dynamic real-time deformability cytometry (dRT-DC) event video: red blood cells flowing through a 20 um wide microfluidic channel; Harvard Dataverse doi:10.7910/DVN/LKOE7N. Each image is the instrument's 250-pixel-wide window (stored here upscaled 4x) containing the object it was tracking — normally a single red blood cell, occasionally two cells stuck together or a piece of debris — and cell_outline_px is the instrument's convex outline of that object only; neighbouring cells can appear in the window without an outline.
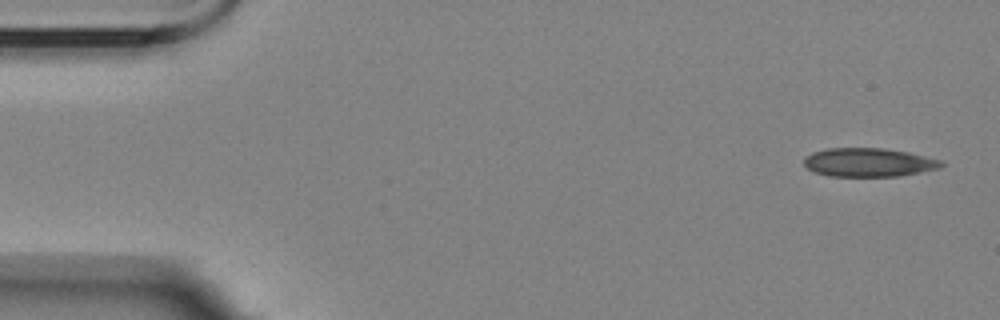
{"species": "Egyptian fruit bat (a non-hibernating species)", "species_latin": "Rousettus aegyptiacus", "temperature_condition": "room temperature", "stored_images_in_passage": 10, "camera_frame_rate_fps": 3000, "um_per_image_px": 0.085, "animal": {"sex": "female"}, "frame": {"image": 1, "passage_image": 1, "time_ms": 0.0, "image_size_px": [1000, 320], "cell_outline_px": [[944, 164], [940, 168], [900, 176], [828, 176], [816, 172], [808, 168], [804, 164], [804, 156], [812, 152], [828, 148], [884, 148], [908, 152], [944, 160]], "centroid_in_image_um": [73.86, 13.8], "position_along_channel_um": 11.1, "area_um2": 23.06}}
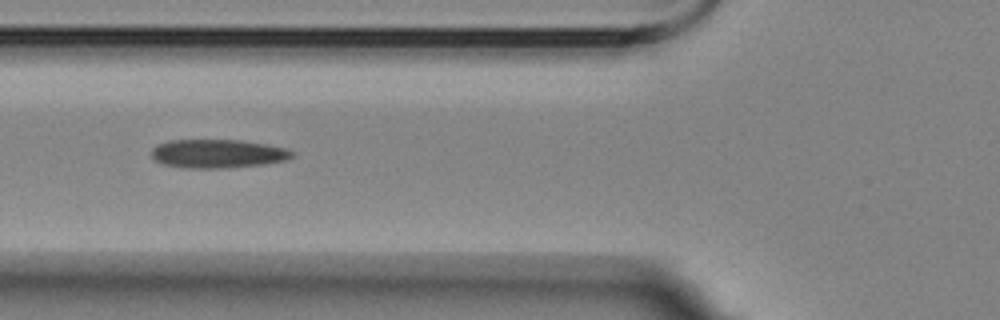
{"frame": {"image": 2, "passage_image": 6, "time_ms": 6.0, "image_size_px": [1000, 320], "cell_outline_px": [[296, 152], [292, 156], [284, 160], [264, 164], [228, 168], [184, 168], [164, 164], [156, 160], [152, 156], [152, 148], [160, 144], [172, 140], [240, 140], [264, 144], [284, 148]], "centroid_in_image_um": [18.51, 13.07], "position_along_channel_um": 107.3, "area_um2": 23.24}}
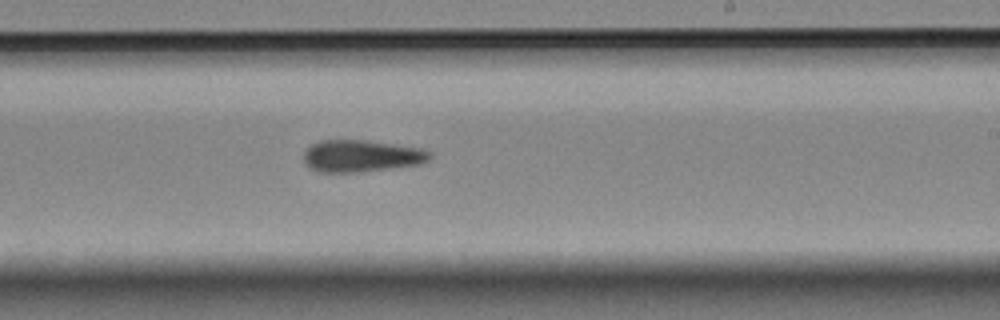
{"frame": {"image": 3, "passage_image": 10, "time_ms": 10.333, "image_size_px": [1000, 320], "cell_outline_px": [[432, 156], [428, 160], [420, 164], [360, 172], [320, 172], [312, 168], [304, 160], [304, 152], [312, 144], [320, 140], [364, 140], [424, 148], [432, 152]], "centroid_in_image_um": [30.76, 13.25], "position_along_channel_um": 258.2, "area_um2": 23.41}}